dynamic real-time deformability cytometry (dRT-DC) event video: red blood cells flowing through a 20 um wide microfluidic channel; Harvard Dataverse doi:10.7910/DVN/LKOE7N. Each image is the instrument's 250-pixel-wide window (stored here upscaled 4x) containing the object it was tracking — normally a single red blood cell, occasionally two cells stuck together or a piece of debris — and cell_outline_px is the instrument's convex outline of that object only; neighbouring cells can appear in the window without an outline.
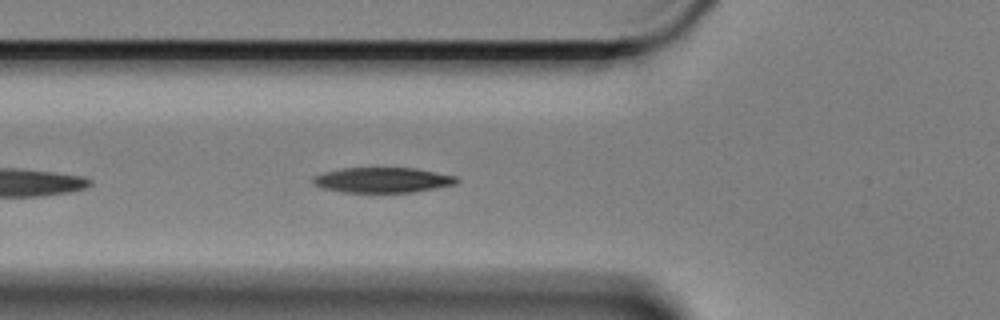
{"species": "Egyptian fruit bat (a non-hibernating species)", "species_latin": "Rousettus aegyptiacus", "temperature_condition": "cold", "stored_images_in_passage": 17, "camera_frame_rate_fps": 3000, "um_per_image_px": 0.085, "animal": {"sex": "female"}, "frame": {"image": 1, "passage_image": 6, "time_ms": 1.667, "image_size_px": [1000, 320], "cell_outline_px": [[460, 180], [456, 184], [412, 192], [344, 192], [324, 188], [312, 184], [312, 176], [324, 172], [344, 168], [416, 168], [456, 176]], "centroid_in_image_um": [32.51, 15.3], "position_along_channel_um": 93.3, "area_um2": 21.04}}